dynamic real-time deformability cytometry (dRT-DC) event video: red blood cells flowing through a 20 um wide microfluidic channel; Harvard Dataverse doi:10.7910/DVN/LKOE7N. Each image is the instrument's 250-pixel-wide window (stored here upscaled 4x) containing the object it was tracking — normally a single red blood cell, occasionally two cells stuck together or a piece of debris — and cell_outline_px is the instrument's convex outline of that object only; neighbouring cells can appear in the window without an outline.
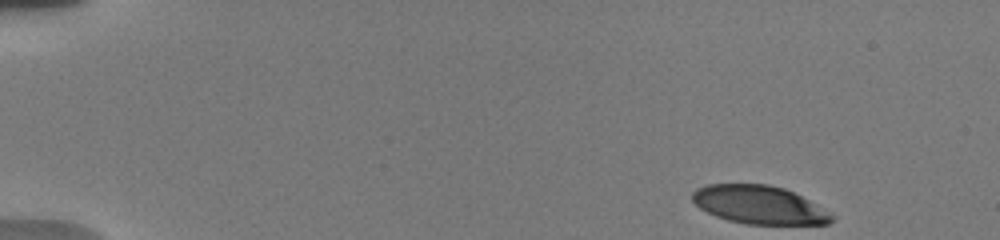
{"species": "human", "species_latin": "Homo sapiens", "temperature_condition": "warm", "stored_images_in_passage": 49, "camera_frame_rate_fps": 3000, "um_per_image_px": 0.085, "donor": {"sex": "male"}, "frame": {"image": 1, "passage_image": 1, "time_ms": 0.0, "image_size_px": [1000, 240], "cell_outline_px": [[836, 216], [828, 224], [748, 224], [728, 220], [716, 216], [700, 208], [692, 200], [692, 192], [696, 188], [708, 184], [768, 184], [784, 188], [816, 204]], "centroid_in_image_um": [64.52, 17.4], "position_along_channel_um": 20.5, "area_um2": 30.92}}
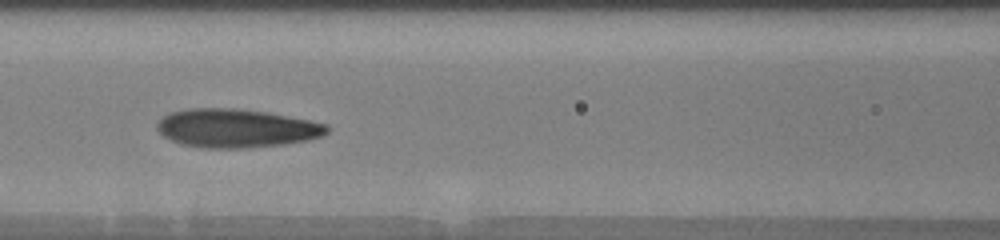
{"frame": {"image": 2, "passage_image": 16, "time_ms": 6.667, "image_size_px": [1000, 240], "cell_outline_px": [[328, 132], [324, 136], [308, 140], [284, 144], [248, 148], [200, 148], [180, 144], [164, 136], [156, 128], [156, 124], [168, 112], [188, 108], [236, 108], [268, 112], [328, 124]], "centroid_in_image_um": [20.08, 10.9], "position_along_channel_um": 146.5, "area_um2": 38.49}}
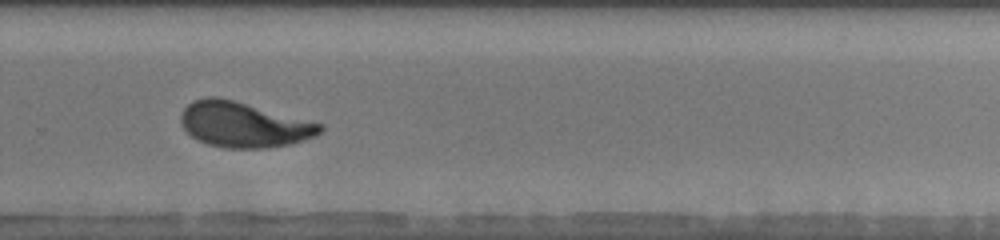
{"frame": {"image": 3, "passage_image": 31, "time_ms": 11.0, "image_size_px": [1000, 240], "cell_outline_px": [[324, 128], [320, 132], [312, 136], [292, 144], [268, 148], [224, 148], [208, 144], [196, 140], [180, 124], [180, 112], [192, 100], [208, 96], [216, 96], [232, 100], [324, 124]], "centroid_in_image_um": [20.67, 10.59], "position_along_channel_um": 309.1, "area_um2": 36.7}, "authors_computed_cell_mechanics": {"area_um2": 36.5874, "velocity_mm_per_s": 3.7564, "shape_relaxation_time_tau1_ms": 4.3108, "shape_relaxation_time_tau2_ms": 1.08, "deformation_change_tau1": 0.1908, "deformation_change_tau2": 0.0846}}